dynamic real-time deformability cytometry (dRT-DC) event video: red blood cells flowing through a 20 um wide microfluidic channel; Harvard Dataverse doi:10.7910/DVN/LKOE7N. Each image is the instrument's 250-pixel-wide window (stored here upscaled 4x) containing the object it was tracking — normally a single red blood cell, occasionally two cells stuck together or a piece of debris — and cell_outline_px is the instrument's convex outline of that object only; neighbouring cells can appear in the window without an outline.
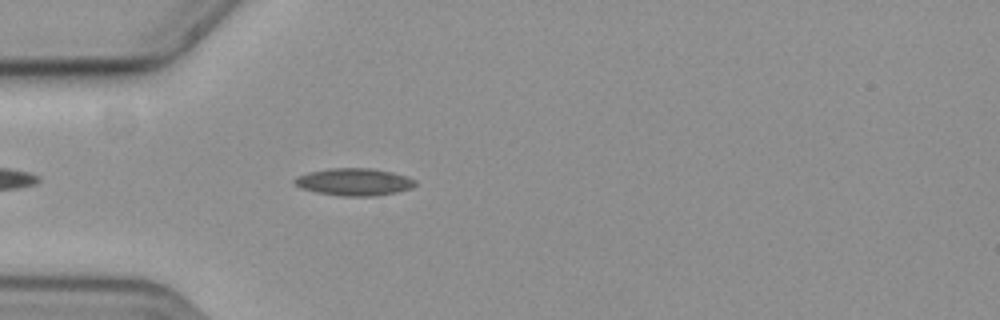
{"species": "common noctule bat (a hibernating species)", "species_latin": "Nyctalus noctula", "temperature_condition": "cold", "stored_images_in_passage": 41, "camera_frame_rate_fps": 3000, "um_per_image_px": 0.085, "animal": {"sex": "female", "body_mass_g": 19.3, "forearm_length_mm": 54.1}, "frame": {"image": 1, "passage_image": 6, "time_ms": 1.667, "image_size_px": [1000, 320], "cell_outline_px": [[416, 184], [412, 188], [396, 192], [372, 196], [340, 196], [316, 192], [300, 188], [292, 180], [296, 176], [308, 172], [328, 168], [372, 168], [392, 172], [408, 176], [416, 180]], "centroid_in_image_um": [30.09, 15.45], "position_along_channel_um": 54.9, "area_um2": 19.36}}
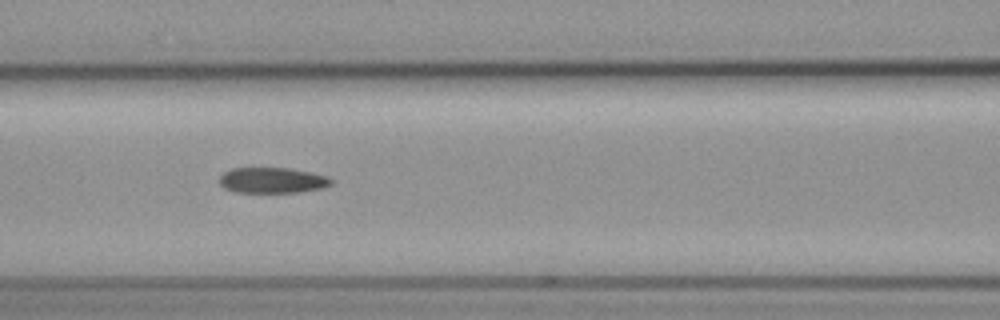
{"frame": {"image": 2, "passage_image": 14, "time_ms": 4.333, "image_size_px": [1000, 320], "cell_outline_px": [[332, 184], [324, 188], [300, 192], [236, 192], [224, 188], [220, 184], [220, 176], [224, 172], [232, 168], [288, 168], [328, 176], [332, 180]], "centroid_in_image_um": [23.16, 15.33], "position_along_channel_um": 143.4, "area_um2": 16.65}}
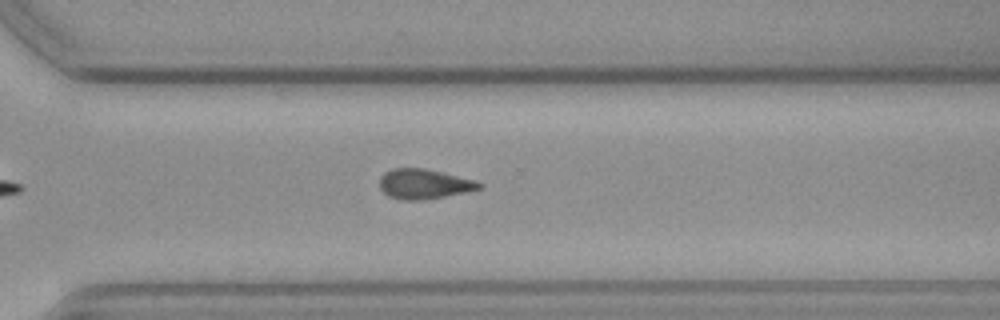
{"frame": {"image": 3, "passage_image": 30, "time_ms": 9.667, "image_size_px": [1000, 320], "cell_outline_px": [[484, 188], [468, 192], [420, 200], [400, 200], [388, 196], [380, 188], [380, 176], [384, 172], [392, 168], [424, 168], [476, 180], [484, 184]], "centroid_in_image_um": [36.07, 15.64], "position_along_channel_um": 334.5, "area_um2": 17.51}}